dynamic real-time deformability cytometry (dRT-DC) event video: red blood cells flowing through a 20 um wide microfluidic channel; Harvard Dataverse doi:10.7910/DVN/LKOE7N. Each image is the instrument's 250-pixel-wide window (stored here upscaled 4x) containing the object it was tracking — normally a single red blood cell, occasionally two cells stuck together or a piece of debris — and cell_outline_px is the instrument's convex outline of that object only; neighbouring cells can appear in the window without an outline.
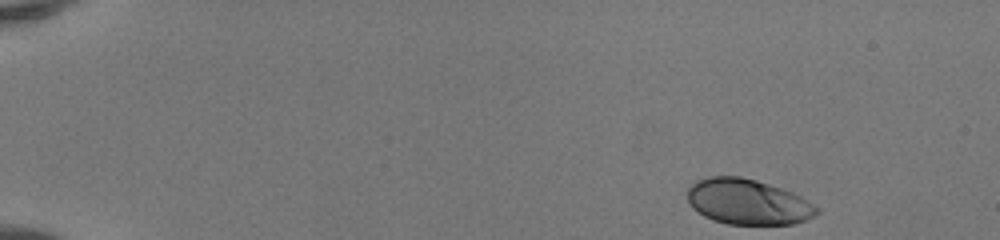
{"species": "human", "species_latin": "Homo sapiens", "temperature_condition": "room temperature", "stored_images_in_passage": 45, "camera_frame_rate_fps": 3000, "um_per_image_px": 0.085, "donor": {"sex": "female"}, "frame": {"image": 1, "passage_image": 1, "time_ms": 0.0, "image_size_px": [1000, 240], "cell_outline_px": [[820, 212], [816, 216], [792, 224], [728, 224], [712, 220], [704, 216], [692, 208], [688, 200], [688, 188], [696, 180], [708, 176], [740, 176], [756, 180], [792, 192], [808, 200], [820, 208]], "centroid_in_image_um": [63.57, 17.16], "position_along_channel_um": 21.4, "area_um2": 34.39}}
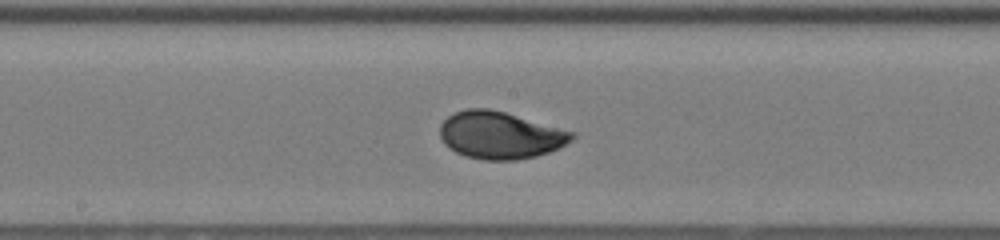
{"frame": {"image": 2, "passage_image": 24, "time_ms": 7.667, "image_size_px": [1000, 240], "cell_outline_px": [[576, 136], [572, 140], [548, 152], [536, 156], [516, 160], [484, 160], [468, 156], [456, 152], [448, 148], [444, 144], [440, 136], [440, 124], [448, 116], [456, 112], [468, 108], [488, 108], [504, 112], [576, 132]], "centroid_in_image_um": [42.5, 11.49], "position_along_channel_um": 205.7, "area_um2": 36.18}}
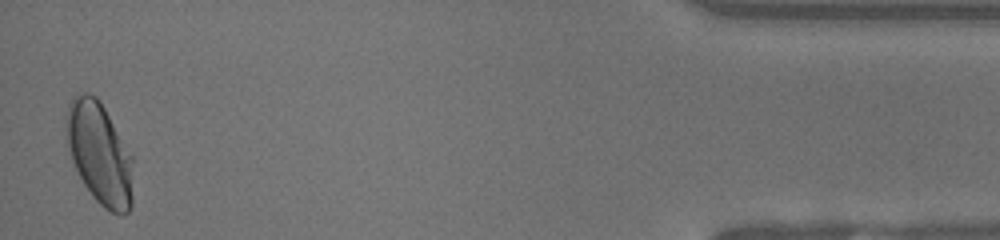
{"frame": {"image": 3, "passage_image": 45, "time_ms": 14.667, "image_size_px": [1000, 240], "cell_outline_px": [[132, 208], [128, 212], [112, 212], [104, 208], [92, 196], [84, 184], [72, 160], [68, 144], [64, 124], [68, 104], [72, 96], [76, 92], [88, 92], [96, 96], [100, 100], [132, 156]], "centroid_in_image_um": [8.43, 12.98], "position_along_channel_um": 426.8, "area_um2": 39.65}, "authors_computed_cell_mechanics": {"area_um2": 35.547, "velocity_mm_per_s": 4.1535, "shape_relaxation_time_tau1_ms": 3.0113, "shape_relaxation_time_tau2_ms": null, "deformation_change_tau1": 0.1431, "deformation_change_tau2": null}}